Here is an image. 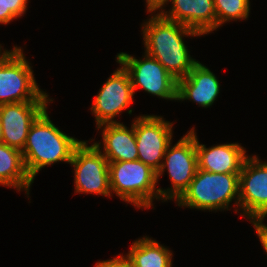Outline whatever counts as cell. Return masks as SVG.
<instances>
[{
    "instance_id": "obj_1",
    "label": "cell",
    "mask_w": 267,
    "mask_h": 267,
    "mask_svg": "<svg viewBox=\"0 0 267 267\" xmlns=\"http://www.w3.org/2000/svg\"><path fill=\"white\" fill-rule=\"evenodd\" d=\"M142 25L144 53L159 61L177 81L184 78L198 61L190 56L183 38L202 34L159 13Z\"/></svg>"
},
{
    "instance_id": "obj_2",
    "label": "cell",
    "mask_w": 267,
    "mask_h": 267,
    "mask_svg": "<svg viewBox=\"0 0 267 267\" xmlns=\"http://www.w3.org/2000/svg\"><path fill=\"white\" fill-rule=\"evenodd\" d=\"M81 142L60 131L50 120L46 108L31 125L22 150L28 175L34 181L42 168L57 162L70 163Z\"/></svg>"
},
{
    "instance_id": "obj_3",
    "label": "cell",
    "mask_w": 267,
    "mask_h": 267,
    "mask_svg": "<svg viewBox=\"0 0 267 267\" xmlns=\"http://www.w3.org/2000/svg\"><path fill=\"white\" fill-rule=\"evenodd\" d=\"M239 207V174L211 173L197 169L187 190L176 201L180 207L198 210H230Z\"/></svg>"
},
{
    "instance_id": "obj_4",
    "label": "cell",
    "mask_w": 267,
    "mask_h": 267,
    "mask_svg": "<svg viewBox=\"0 0 267 267\" xmlns=\"http://www.w3.org/2000/svg\"><path fill=\"white\" fill-rule=\"evenodd\" d=\"M157 172L140 160L109 162V184L122 201L136 208H150L159 199Z\"/></svg>"
},
{
    "instance_id": "obj_5",
    "label": "cell",
    "mask_w": 267,
    "mask_h": 267,
    "mask_svg": "<svg viewBox=\"0 0 267 267\" xmlns=\"http://www.w3.org/2000/svg\"><path fill=\"white\" fill-rule=\"evenodd\" d=\"M21 47L0 58V105L28 101H53L40 89Z\"/></svg>"
},
{
    "instance_id": "obj_6",
    "label": "cell",
    "mask_w": 267,
    "mask_h": 267,
    "mask_svg": "<svg viewBox=\"0 0 267 267\" xmlns=\"http://www.w3.org/2000/svg\"><path fill=\"white\" fill-rule=\"evenodd\" d=\"M171 144L170 142L157 172L158 181L166 169L172 183L168 189L158 188L159 200L164 202L172 199L177 201L187 190L198 169L193 127L175 145Z\"/></svg>"
},
{
    "instance_id": "obj_7",
    "label": "cell",
    "mask_w": 267,
    "mask_h": 267,
    "mask_svg": "<svg viewBox=\"0 0 267 267\" xmlns=\"http://www.w3.org/2000/svg\"><path fill=\"white\" fill-rule=\"evenodd\" d=\"M82 141L74 150L70 165L74 167L75 193H94L111 197L109 162L101 153V143L88 146Z\"/></svg>"
},
{
    "instance_id": "obj_8",
    "label": "cell",
    "mask_w": 267,
    "mask_h": 267,
    "mask_svg": "<svg viewBox=\"0 0 267 267\" xmlns=\"http://www.w3.org/2000/svg\"><path fill=\"white\" fill-rule=\"evenodd\" d=\"M143 57L138 60L125 52L116 55V62L129 73L134 94L140 87L159 98L177 100V80L155 58L146 53Z\"/></svg>"
},
{
    "instance_id": "obj_9",
    "label": "cell",
    "mask_w": 267,
    "mask_h": 267,
    "mask_svg": "<svg viewBox=\"0 0 267 267\" xmlns=\"http://www.w3.org/2000/svg\"><path fill=\"white\" fill-rule=\"evenodd\" d=\"M239 208L252 224L267 217V162L248 156L239 173Z\"/></svg>"
},
{
    "instance_id": "obj_10",
    "label": "cell",
    "mask_w": 267,
    "mask_h": 267,
    "mask_svg": "<svg viewBox=\"0 0 267 267\" xmlns=\"http://www.w3.org/2000/svg\"><path fill=\"white\" fill-rule=\"evenodd\" d=\"M172 126V122L156 115H141L134 120L138 160L156 172L161 168L166 149L172 142Z\"/></svg>"
},
{
    "instance_id": "obj_11",
    "label": "cell",
    "mask_w": 267,
    "mask_h": 267,
    "mask_svg": "<svg viewBox=\"0 0 267 267\" xmlns=\"http://www.w3.org/2000/svg\"><path fill=\"white\" fill-rule=\"evenodd\" d=\"M99 90L90 109L97 126L117 123L114 117L119 116L124 109L128 110V114L132 113V108L128 107L133 103L134 92L129 73L123 65L111 74Z\"/></svg>"
},
{
    "instance_id": "obj_12",
    "label": "cell",
    "mask_w": 267,
    "mask_h": 267,
    "mask_svg": "<svg viewBox=\"0 0 267 267\" xmlns=\"http://www.w3.org/2000/svg\"><path fill=\"white\" fill-rule=\"evenodd\" d=\"M49 102L53 101H28L0 105L2 143L22 151L31 125L48 108Z\"/></svg>"
},
{
    "instance_id": "obj_13",
    "label": "cell",
    "mask_w": 267,
    "mask_h": 267,
    "mask_svg": "<svg viewBox=\"0 0 267 267\" xmlns=\"http://www.w3.org/2000/svg\"><path fill=\"white\" fill-rule=\"evenodd\" d=\"M168 2H172V7L165 11L163 7ZM156 10L162 17L181 23L202 35L216 30L214 0H163L155 9H147V13L152 14Z\"/></svg>"
},
{
    "instance_id": "obj_14",
    "label": "cell",
    "mask_w": 267,
    "mask_h": 267,
    "mask_svg": "<svg viewBox=\"0 0 267 267\" xmlns=\"http://www.w3.org/2000/svg\"><path fill=\"white\" fill-rule=\"evenodd\" d=\"M198 169L211 173L239 174L248 155L239 143L219 144L206 148L195 132Z\"/></svg>"
},
{
    "instance_id": "obj_15",
    "label": "cell",
    "mask_w": 267,
    "mask_h": 267,
    "mask_svg": "<svg viewBox=\"0 0 267 267\" xmlns=\"http://www.w3.org/2000/svg\"><path fill=\"white\" fill-rule=\"evenodd\" d=\"M220 93V83L215 74L199 61L189 73L177 81V100H190L199 106H212Z\"/></svg>"
},
{
    "instance_id": "obj_16",
    "label": "cell",
    "mask_w": 267,
    "mask_h": 267,
    "mask_svg": "<svg viewBox=\"0 0 267 267\" xmlns=\"http://www.w3.org/2000/svg\"><path fill=\"white\" fill-rule=\"evenodd\" d=\"M103 127V128H102ZM102 130L103 151L108 162L138 160V149L134 132V121L128 129L123 123H105L97 126Z\"/></svg>"
},
{
    "instance_id": "obj_17",
    "label": "cell",
    "mask_w": 267,
    "mask_h": 267,
    "mask_svg": "<svg viewBox=\"0 0 267 267\" xmlns=\"http://www.w3.org/2000/svg\"><path fill=\"white\" fill-rule=\"evenodd\" d=\"M33 180L28 175L22 151L0 142V185L24 189L29 195Z\"/></svg>"
},
{
    "instance_id": "obj_18",
    "label": "cell",
    "mask_w": 267,
    "mask_h": 267,
    "mask_svg": "<svg viewBox=\"0 0 267 267\" xmlns=\"http://www.w3.org/2000/svg\"><path fill=\"white\" fill-rule=\"evenodd\" d=\"M171 250L147 236L133 242L129 252L122 257L130 267H172Z\"/></svg>"
},
{
    "instance_id": "obj_19",
    "label": "cell",
    "mask_w": 267,
    "mask_h": 267,
    "mask_svg": "<svg viewBox=\"0 0 267 267\" xmlns=\"http://www.w3.org/2000/svg\"><path fill=\"white\" fill-rule=\"evenodd\" d=\"M216 29L230 20H245L250 13L249 0H214Z\"/></svg>"
},
{
    "instance_id": "obj_20",
    "label": "cell",
    "mask_w": 267,
    "mask_h": 267,
    "mask_svg": "<svg viewBox=\"0 0 267 267\" xmlns=\"http://www.w3.org/2000/svg\"><path fill=\"white\" fill-rule=\"evenodd\" d=\"M28 0H0V24L7 25L25 14Z\"/></svg>"
},
{
    "instance_id": "obj_21",
    "label": "cell",
    "mask_w": 267,
    "mask_h": 267,
    "mask_svg": "<svg viewBox=\"0 0 267 267\" xmlns=\"http://www.w3.org/2000/svg\"><path fill=\"white\" fill-rule=\"evenodd\" d=\"M95 267H130L129 263L122 257V254L120 256L115 257L114 259L110 260H103L97 262Z\"/></svg>"
},
{
    "instance_id": "obj_22",
    "label": "cell",
    "mask_w": 267,
    "mask_h": 267,
    "mask_svg": "<svg viewBox=\"0 0 267 267\" xmlns=\"http://www.w3.org/2000/svg\"><path fill=\"white\" fill-rule=\"evenodd\" d=\"M253 226L267 255V225L263 222H258L254 223Z\"/></svg>"
},
{
    "instance_id": "obj_23",
    "label": "cell",
    "mask_w": 267,
    "mask_h": 267,
    "mask_svg": "<svg viewBox=\"0 0 267 267\" xmlns=\"http://www.w3.org/2000/svg\"><path fill=\"white\" fill-rule=\"evenodd\" d=\"M147 9H155L163 0H145Z\"/></svg>"
},
{
    "instance_id": "obj_24",
    "label": "cell",
    "mask_w": 267,
    "mask_h": 267,
    "mask_svg": "<svg viewBox=\"0 0 267 267\" xmlns=\"http://www.w3.org/2000/svg\"><path fill=\"white\" fill-rule=\"evenodd\" d=\"M2 46L0 45V58L8 51V50H3ZM3 50V51H2Z\"/></svg>"
},
{
    "instance_id": "obj_25",
    "label": "cell",
    "mask_w": 267,
    "mask_h": 267,
    "mask_svg": "<svg viewBox=\"0 0 267 267\" xmlns=\"http://www.w3.org/2000/svg\"><path fill=\"white\" fill-rule=\"evenodd\" d=\"M2 136H3V128H2L1 122H0V142H2Z\"/></svg>"
}]
</instances>
